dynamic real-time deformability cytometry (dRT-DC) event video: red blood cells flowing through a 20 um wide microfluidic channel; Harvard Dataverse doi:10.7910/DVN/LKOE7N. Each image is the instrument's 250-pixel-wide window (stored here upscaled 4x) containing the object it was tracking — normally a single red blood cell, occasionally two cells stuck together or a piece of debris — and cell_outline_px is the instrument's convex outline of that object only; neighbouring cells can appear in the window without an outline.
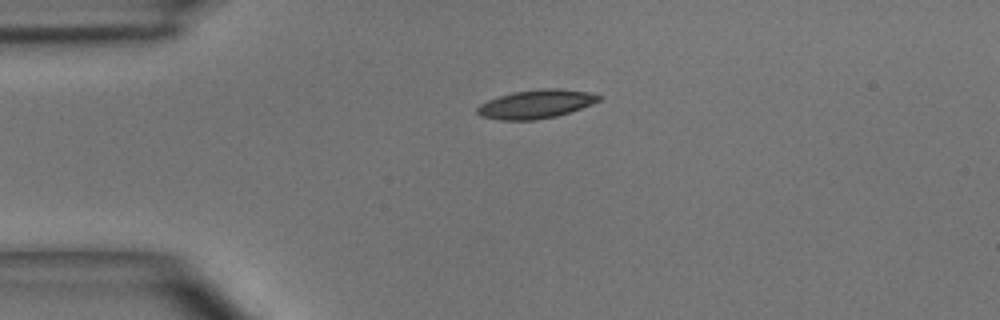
{"species": "common noctule bat (a hibernating species)", "species_latin": "Nyctalus noctula", "temperature_condition": "room temperature", "stored_images_in_passage": 2, "camera_frame_rate_fps": 3000, "um_per_image_px": 0.085, "animal": {"sex": "male", "body_mass_g": 15.6}, "frame": {"image": 1, "passage_image": 1, "time_ms": 0.0, "image_size_px": [1000, 320], "cell_outline_px": [[600, 100], [580, 108], [556, 116], [532, 120], [500, 120], [480, 116], [476, 112], [476, 108], [480, 104], [488, 100], [512, 92], [544, 88], [560, 88], [588, 92], [600, 96]], "centroid_in_image_um": [45.51, 8.84], "position_along_channel_um": 39.5, "area_um2": 20.06}}